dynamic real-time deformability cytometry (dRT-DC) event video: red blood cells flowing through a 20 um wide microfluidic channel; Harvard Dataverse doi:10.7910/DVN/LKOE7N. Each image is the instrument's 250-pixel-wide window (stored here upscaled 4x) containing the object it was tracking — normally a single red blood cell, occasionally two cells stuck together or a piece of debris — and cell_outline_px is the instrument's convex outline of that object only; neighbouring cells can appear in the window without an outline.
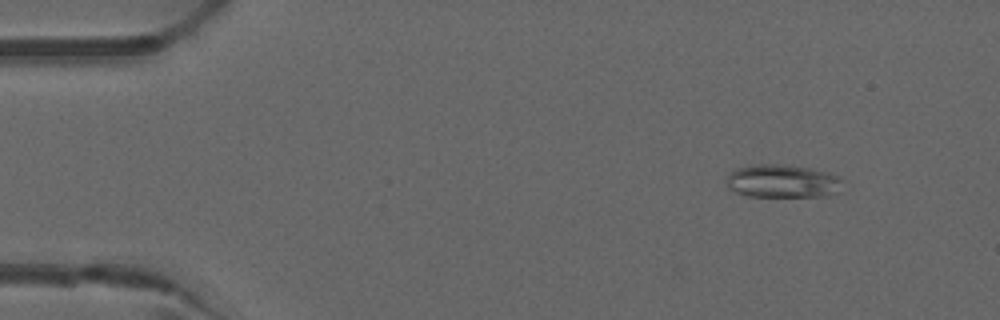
{"species": "common noctule bat (a hibernating species)", "species_latin": "Nyctalus noctula", "temperature_condition": "warm", "stored_images_in_passage": 51, "camera_frame_rate_fps": 3000, "um_per_image_px": 0.085, "animal": {"sex": "male", "forearm_length_mm": 52.5}, "frame": {"image": 1, "passage_image": 6, "time_ms": 1.667, "image_size_px": [1000, 320], "cell_outline_px": [[844, 192], [828, 196], [748, 196], [736, 192], [728, 188], [728, 172], [736, 168], [756, 164], [784, 164], [812, 168], [828, 172], [840, 176], [844, 180]], "centroid_in_image_um": [66.63, 15.4], "position_along_channel_um": 18.4, "area_um2": 23.06}}
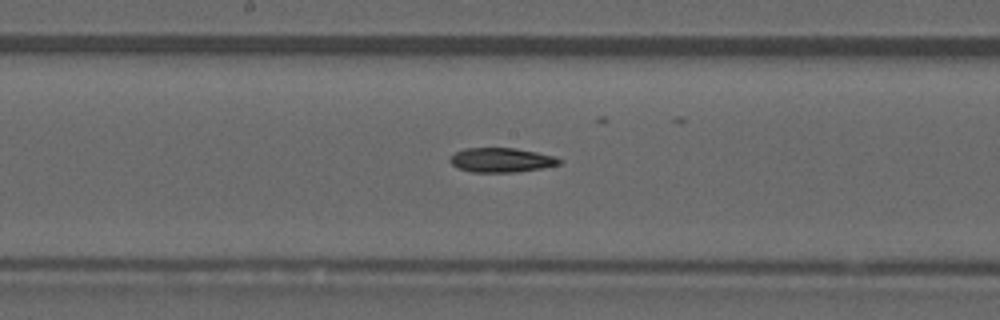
{"frame": {"image": 2, "passage_image": 27, "time_ms": 8.667, "image_size_px": [1000, 320], "cell_outline_px": [[564, 160], [560, 164], [544, 168], [516, 172], [472, 172], [456, 168], [448, 160], [456, 152], [464, 148], [516, 148], [556, 156]], "centroid_in_image_um": [42.64, 13.61], "position_along_channel_um": 205.6, "area_um2": 15.72}}
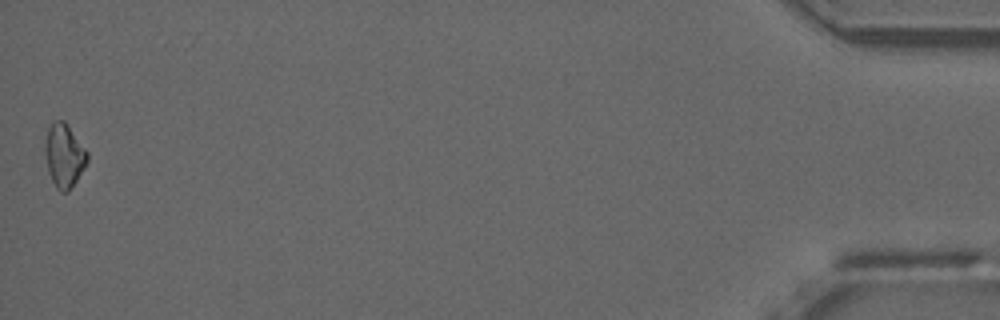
{"frame": {"image": 3, "passage_image": 51, "time_ms": 16.667, "image_size_px": [1000, 320], "cell_outline_px": [[88, 160], [84, 168], [68, 192], [60, 192], [56, 188], [48, 172], [44, 148], [44, 144], [48, 128], [56, 120], [64, 120], [88, 152]], "centroid_in_image_um": [5.45, 13.23], "position_along_channel_um": 429.8, "area_um2": 15.55}}